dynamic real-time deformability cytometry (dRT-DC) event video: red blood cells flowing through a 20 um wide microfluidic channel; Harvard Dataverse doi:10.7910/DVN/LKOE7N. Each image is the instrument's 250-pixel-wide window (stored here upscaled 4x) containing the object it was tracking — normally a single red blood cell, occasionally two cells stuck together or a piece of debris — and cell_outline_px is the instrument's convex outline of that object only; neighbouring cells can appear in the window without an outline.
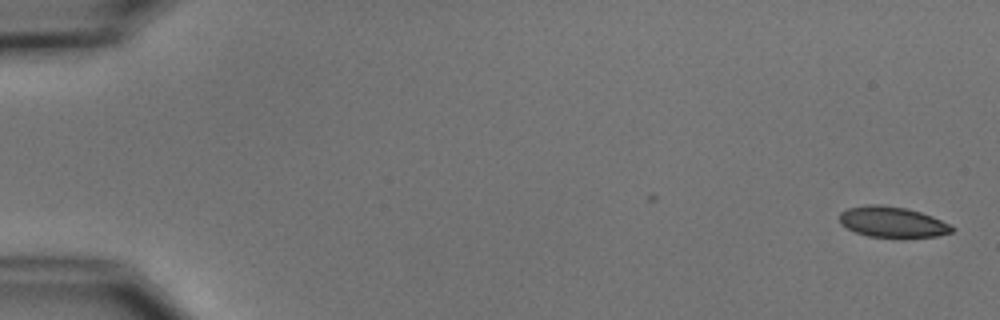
{"species": "common noctule bat (a hibernating species)", "species_latin": "Nyctalus noctula", "temperature_condition": "cold", "stored_images_in_passage": 2, "camera_frame_rate_fps": 3000, "um_per_image_px": 0.085, "animal": {"sex": "male", "body_mass_g": 15.6}, "frame": {"image": 1, "passage_image": 2, "time_ms": 1.0, "image_size_px": [1000, 320], "cell_outline_px": [[956, 228], [952, 232], [936, 236], [900, 240], [868, 236], [856, 232], [840, 224], [840, 212], [848, 208], [868, 204], [880, 204], [904, 208], [920, 212], [932, 216]], "centroid_in_image_um": [75.86, 18.91], "position_along_channel_um": 9.1, "area_um2": 20.63}}